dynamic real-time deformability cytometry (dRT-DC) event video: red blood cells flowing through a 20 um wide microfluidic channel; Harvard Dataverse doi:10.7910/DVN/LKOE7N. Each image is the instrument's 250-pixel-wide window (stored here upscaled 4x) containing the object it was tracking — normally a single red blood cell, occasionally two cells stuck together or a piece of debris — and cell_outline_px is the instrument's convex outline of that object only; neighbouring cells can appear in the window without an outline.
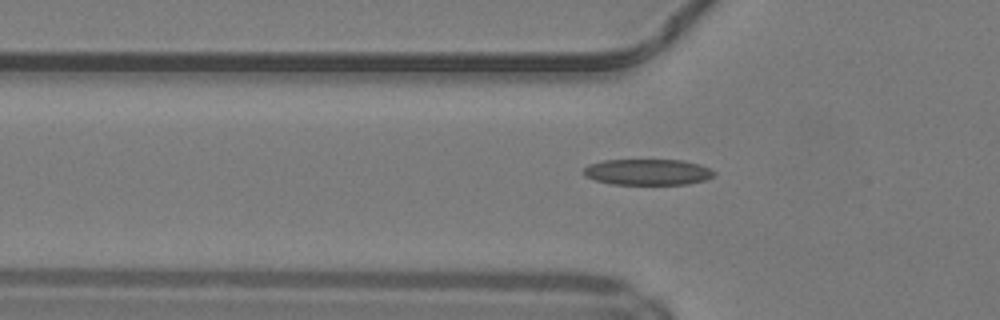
{"species": "common noctule bat (a hibernating species)", "species_latin": "Nyctalus noctula", "temperature_condition": "warm", "stored_images_in_passage": 37, "camera_frame_rate_fps": 3000, "um_per_image_px": 0.085, "animal": {"sex": "male", "body_mass_g": 19.2, "forearm_length_mm": 51.8}, "frame": {"image": 1, "passage_image": 9, "time_ms": 2.667, "image_size_px": [1000, 320], "cell_outline_px": [[716, 172], [712, 176], [704, 180], [688, 184], [612, 184], [596, 180], [584, 176], [584, 168], [588, 164], [604, 160], [684, 160], [700, 164]], "centroid_in_image_um": [55.04, 14.62], "position_along_channel_um": 70.8, "area_um2": 19.71}}
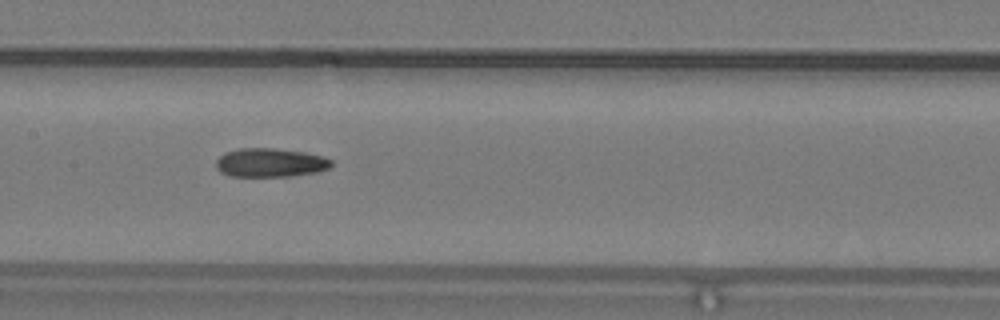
{"frame": {"image": 2, "passage_image": 17, "time_ms": 5.333, "image_size_px": [1000, 320], "cell_outline_px": [[336, 164], [328, 168], [316, 172], [288, 176], [228, 176], [220, 172], [216, 168], [216, 160], [224, 152], [240, 148], [276, 148], [324, 156], [332, 160]], "centroid_in_image_um": [22.96, 13.82], "position_along_channel_um": 184.4, "area_um2": 19.42}}
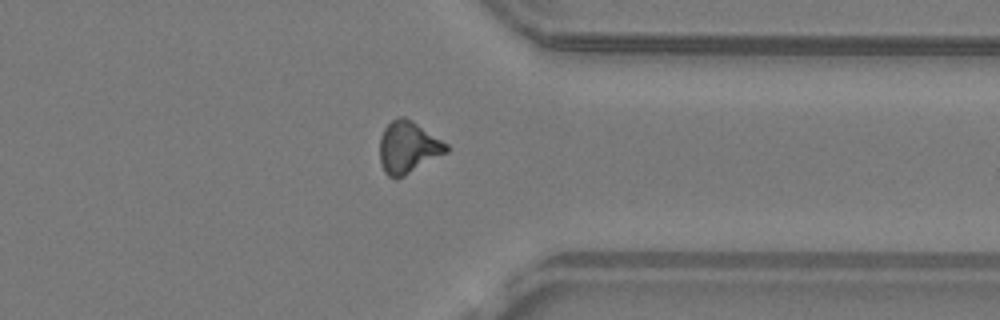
{"frame": {"image": 3, "passage_image": 31, "time_ms": 10.0, "image_size_px": [1000, 320], "cell_outline_px": [[448, 152], [404, 176], [396, 180], [388, 176], [384, 172], [380, 164], [380, 136], [384, 128], [392, 120], [400, 116], [404, 116], [412, 120], [448, 144]], "centroid_in_image_um": [34.67, 12.53], "position_along_channel_um": 376.7, "area_um2": 20.29}, "authors_computed_cell_mechanics": {"area_um2": 19.074, "velocity_mm_per_s": 4.219, "shape_relaxation_time_tau1_ms": null, "shape_relaxation_time_tau2_ms": 3.0087, "deformation_change_tau1": null, "deformation_change_tau2": 0.1157}}